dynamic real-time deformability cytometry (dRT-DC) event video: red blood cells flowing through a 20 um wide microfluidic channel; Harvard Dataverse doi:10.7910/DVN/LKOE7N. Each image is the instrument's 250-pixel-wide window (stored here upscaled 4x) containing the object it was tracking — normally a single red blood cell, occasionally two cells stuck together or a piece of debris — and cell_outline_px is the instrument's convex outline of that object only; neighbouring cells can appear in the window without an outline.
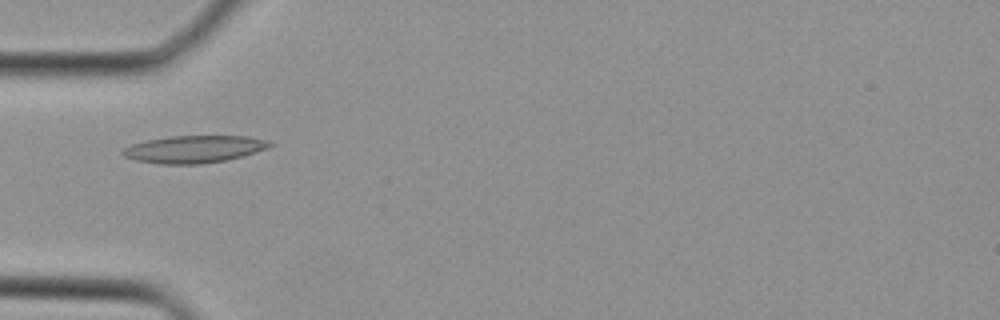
{"species": "Egyptian fruit bat (a non-hibernating species)", "species_latin": "Rousettus aegyptiacus", "temperature_condition": "cold", "stored_images_in_passage": 31, "camera_frame_rate_fps": 3000, "um_per_image_px": 0.085, "animal": {"sex": "female"}, "frame": {"image": 1, "passage_image": 5, "time_ms": 1.333, "image_size_px": [1000, 320], "cell_outline_px": [[276, 144], [268, 148], [240, 156], [224, 160], [200, 164], [160, 164], [136, 160], [124, 156], [120, 152], [124, 148], [132, 144], [148, 140], [168, 136], [248, 136], [268, 140]], "centroid_in_image_um": [16.5, 12.67], "position_along_channel_um": 68.5, "area_um2": 23.29}}
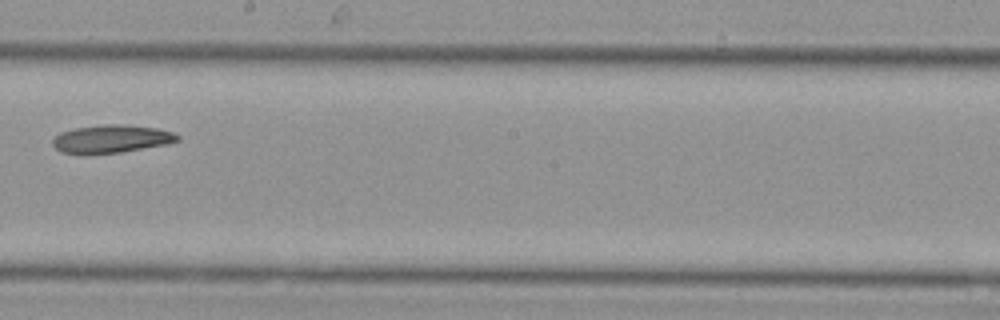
{"frame": {"image": 2, "passage_image": 15, "time_ms": 4.667, "image_size_px": [1000, 320], "cell_outline_px": [[180, 140], [164, 144], [120, 152], [60, 152], [52, 144], [52, 140], [60, 132], [76, 128], [108, 124], [124, 124], [156, 128], [172, 132], [180, 136]], "centroid_in_image_um": [9.49, 11.77], "position_along_channel_um": 238.7, "area_um2": 19.65}}
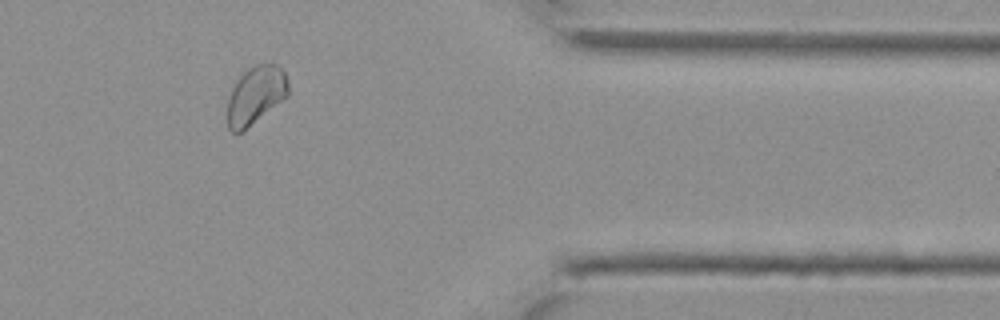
{"frame": {"image": 3, "passage_image": 25, "time_ms": 8.0, "image_size_px": [1000, 320], "cell_outline_px": [[288, 96], [240, 132], [232, 132], [228, 128], [228, 100], [232, 88], [236, 80], [248, 68], [256, 64], [276, 64], [284, 72], [288, 80]], "centroid_in_image_um": [21.73, 8.06], "position_along_channel_um": 389.7, "area_um2": 20.17}}